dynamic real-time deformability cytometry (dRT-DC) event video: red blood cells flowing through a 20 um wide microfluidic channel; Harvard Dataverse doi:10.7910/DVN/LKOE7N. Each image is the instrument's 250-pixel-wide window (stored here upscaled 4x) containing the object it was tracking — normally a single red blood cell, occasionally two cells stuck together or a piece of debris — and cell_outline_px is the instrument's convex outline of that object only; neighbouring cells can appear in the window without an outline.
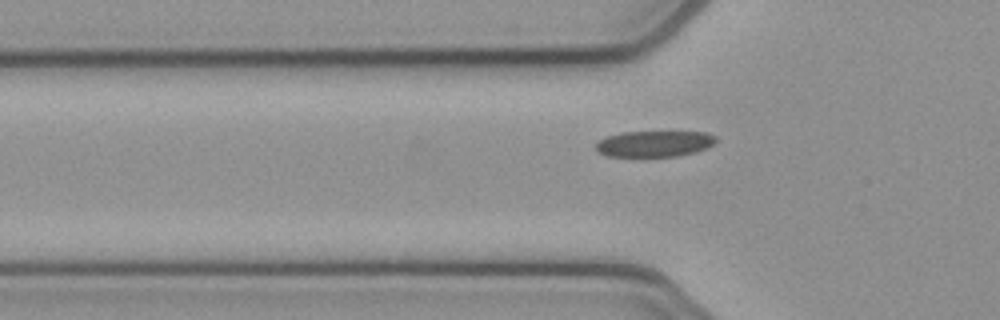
{"species": "common noctule bat (a hibernating species)", "species_latin": "Nyctalus noctula", "temperature_condition": "cold", "stored_images_in_passage": 39, "camera_frame_rate_fps": 3000, "um_per_image_px": 0.085, "animal": {"sex": "female", "body_mass_g": 21.9}, "frame": {"image": 1, "passage_image": 4, "time_ms": 1.0, "image_size_px": [1000, 320], "cell_outline_px": [[716, 140], [712, 144], [696, 152], [676, 156], [608, 156], [596, 152], [596, 144], [600, 140], [608, 136], [620, 132], [708, 132], [716, 136]], "centroid_in_image_um": [55.6, 12.21], "position_along_channel_um": 70.2, "area_um2": 18.09}}
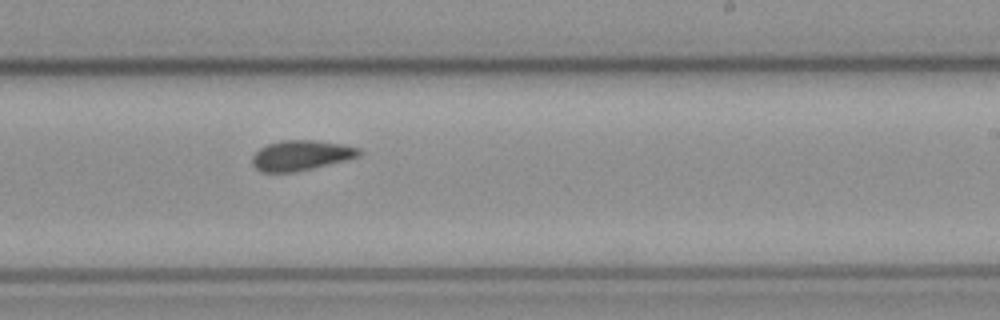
{"frame": {"image": 2, "passage_image": 19, "time_ms": 6.0, "image_size_px": [1000, 320], "cell_outline_px": [[360, 156], [296, 172], [260, 172], [252, 164], [252, 156], [260, 148], [268, 144], [284, 140], [316, 140], [340, 144], [360, 148]], "centroid_in_image_um": [25.55, 13.21], "position_along_channel_um": 263.4, "area_um2": 18.55}}
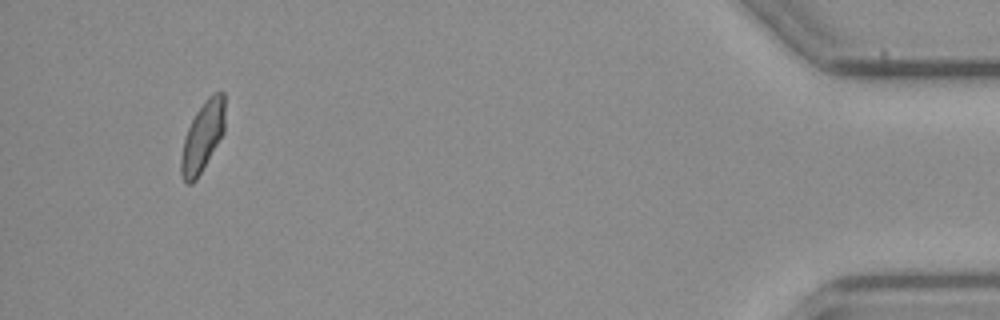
{"frame": {"image": 3, "passage_image": 37, "time_ms": 12.0, "image_size_px": [1000, 320], "cell_outline_px": [[224, 132], [196, 180], [192, 184], [188, 184], [184, 180], [180, 172], [180, 160], [184, 140], [188, 128], [196, 112], [208, 96], [212, 92], [224, 92]], "centroid_in_image_um": [17.21, 11.61], "position_along_channel_um": 418.0, "area_um2": 17.63}}